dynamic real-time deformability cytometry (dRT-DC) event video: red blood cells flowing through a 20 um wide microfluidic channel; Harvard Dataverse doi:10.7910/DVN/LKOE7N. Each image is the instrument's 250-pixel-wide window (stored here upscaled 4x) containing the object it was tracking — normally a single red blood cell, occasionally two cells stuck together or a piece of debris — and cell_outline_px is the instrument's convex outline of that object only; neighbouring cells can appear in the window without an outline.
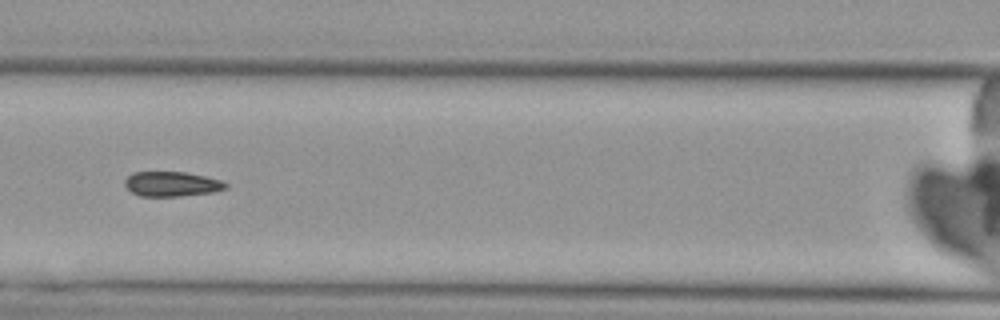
{"species": "Egyptian fruit bat (a non-hibernating species)", "species_latin": "Rousettus aegyptiacus", "temperature_condition": "cold", "stored_images_in_passage": 5, "camera_frame_rate_fps": 3000, "um_per_image_px": 0.085, "animal": {"sex": "female"}, "frame": {"image": 1, "passage_image": 5, "time_ms": 4.667, "image_size_px": [1000, 320], "cell_outline_px": [[228, 188], [212, 192], [180, 196], [140, 196], [132, 192], [124, 184], [124, 180], [132, 172], [184, 172], [204, 176], [220, 180], [228, 184]], "centroid_in_image_um": [14.59, 15.64], "position_along_channel_um": 152.0, "area_um2": 14.51}}